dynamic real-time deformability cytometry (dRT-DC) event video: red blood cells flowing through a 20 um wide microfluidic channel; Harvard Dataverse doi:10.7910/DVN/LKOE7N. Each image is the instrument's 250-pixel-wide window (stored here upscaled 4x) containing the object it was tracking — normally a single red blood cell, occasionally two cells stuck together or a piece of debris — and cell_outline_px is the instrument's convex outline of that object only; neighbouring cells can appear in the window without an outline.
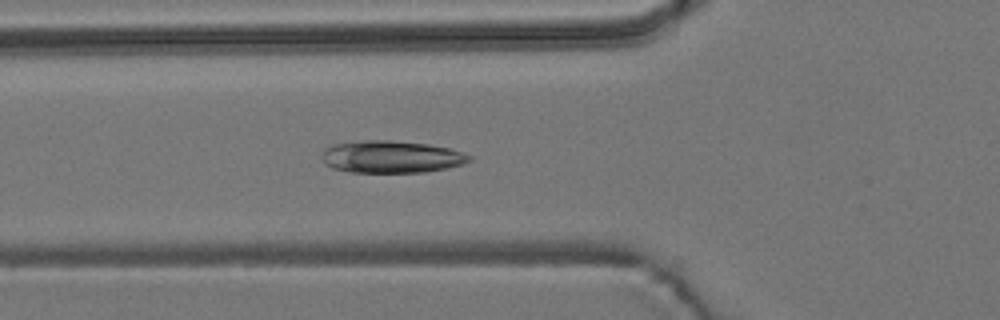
{"species": "common noctule bat (a hibernating species)", "species_latin": "Nyctalus noctula", "temperature_condition": "room temperature", "stored_images_in_passage": 29, "camera_frame_rate_fps": 3000, "um_per_image_px": 0.085, "animal": {"sex": "male", "body_mass_g": 19.2, "forearm_length_mm": 51.8}, "frame": {"image": 1, "passage_image": 9, "time_ms": 2.667, "image_size_px": [1000, 320], "cell_outline_px": [[472, 160], [464, 164], [448, 168], [424, 172], [348, 172], [332, 168], [324, 164], [320, 156], [324, 148], [332, 144], [364, 140], [388, 140], [428, 144], [448, 148], [472, 156]], "centroid_in_image_um": [33.21, 13.33], "position_along_channel_um": 92.6, "area_um2": 27.92}}
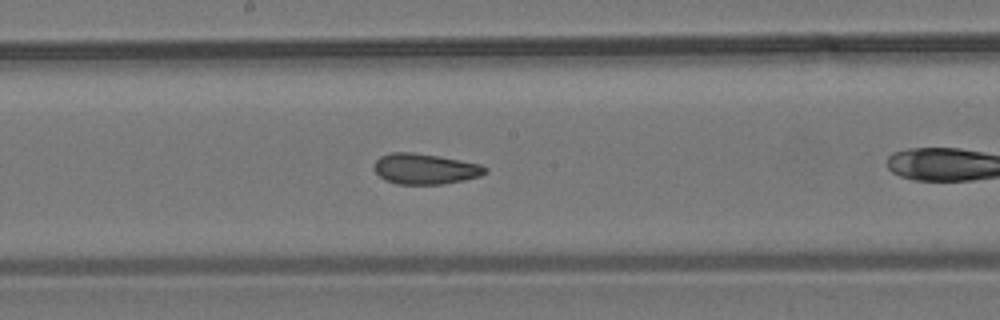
{"frame": {"image": 2, "passage_image": 15, "time_ms": 4.667, "image_size_px": [1000, 320], "cell_outline_px": [[488, 172], [480, 176], [464, 180], [444, 184], [396, 184], [384, 180], [372, 168], [376, 160], [380, 156], [392, 152], [412, 152], [436, 156], [480, 164], [488, 168]], "centroid_in_image_um": [36.11, 14.36], "position_along_channel_um": 212.1, "area_um2": 19.83}}
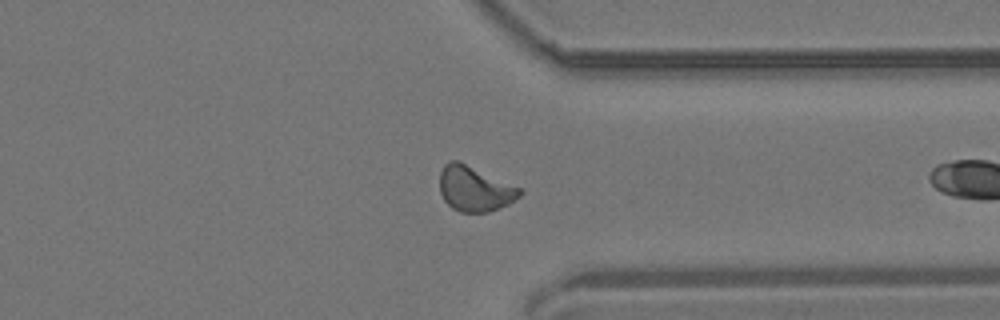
{"frame": {"image": 3, "passage_image": 28, "time_ms": 9.0, "image_size_px": [1000, 320], "cell_outline_px": [[524, 192], [520, 196], [508, 204], [488, 212], [460, 212], [452, 208], [444, 200], [440, 192], [440, 172], [444, 164], [448, 160], [460, 160], [520, 188]], "centroid_in_image_um": [40.32, 16.02], "position_along_channel_um": 371.1, "area_um2": 21.15}}